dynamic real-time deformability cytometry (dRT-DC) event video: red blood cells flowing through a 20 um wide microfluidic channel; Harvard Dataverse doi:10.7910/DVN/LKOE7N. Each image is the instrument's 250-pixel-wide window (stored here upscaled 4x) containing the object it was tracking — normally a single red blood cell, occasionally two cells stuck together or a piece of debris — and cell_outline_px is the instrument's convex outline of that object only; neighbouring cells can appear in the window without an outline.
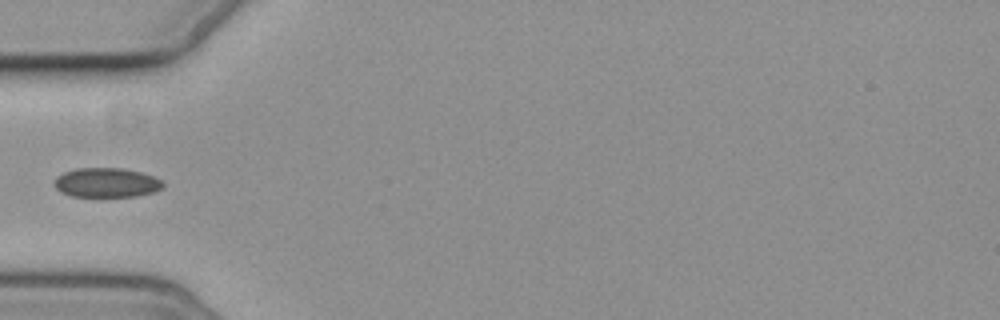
{"species": "common noctule bat (a hibernating species)", "species_latin": "Nyctalus noctula", "temperature_condition": "cold", "stored_images_in_passage": 8, "camera_frame_rate_fps": 3000, "um_per_image_px": 0.085, "animal": {"sex": "female", "body_mass_g": 19.3, "forearm_length_mm": 54.1}, "frame": {"image": 1, "passage_image": 6, "time_ms": 6.0, "image_size_px": [1000, 320], "cell_outline_px": [[164, 188], [152, 192], [136, 196], [72, 196], [60, 192], [52, 184], [56, 176], [64, 172], [76, 168], [120, 168], [140, 172], [152, 176], [160, 180], [164, 184]], "centroid_in_image_um": [9.01, 15.52], "position_along_channel_um": 76.0, "area_um2": 18.61}}
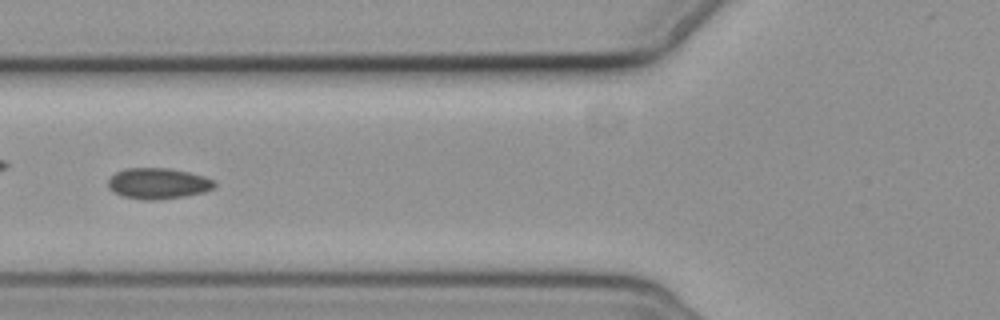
{"frame": {"image": 2, "passage_image": 7, "time_ms": 7.0, "image_size_px": [1000, 320], "cell_outline_px": [[216, 184], [212, 188], [204, 192], [184, 196], [156, 200], [144, 200], [124, 196], [112, 192], [108, 188], [108, 180], [116, 172], [128, 168], [168, 168], [188, 172], [204, 176], [212, 180]], "centroid_in_image_um": [13.41, 15.59], "position_along_channel_um": 112.4, "area_um2": 19.02}}
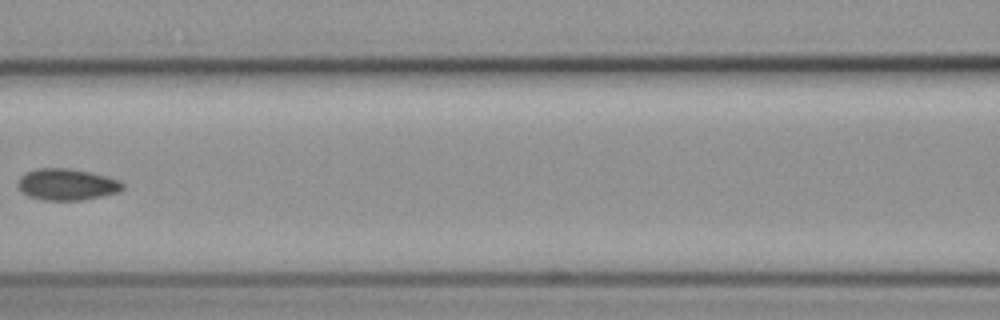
{"frame": {"image": 3, "passage_image": 8, "time_ms": 8.333, "image_size_px": [1000, 320], "cell_outline_px": [[124, 188], [120, 192], [84, 200], [44, 200], [28, 196], [20, 192], [16, 184], [20, 176], [24, 172], [36, 168], [68, 168], [88, 172], [120, 180], [124, 184]], "centroid_in_image_um": [5.64, 15.68], "position_along_channel_um": 161.0, "area_um2": 19.48}}